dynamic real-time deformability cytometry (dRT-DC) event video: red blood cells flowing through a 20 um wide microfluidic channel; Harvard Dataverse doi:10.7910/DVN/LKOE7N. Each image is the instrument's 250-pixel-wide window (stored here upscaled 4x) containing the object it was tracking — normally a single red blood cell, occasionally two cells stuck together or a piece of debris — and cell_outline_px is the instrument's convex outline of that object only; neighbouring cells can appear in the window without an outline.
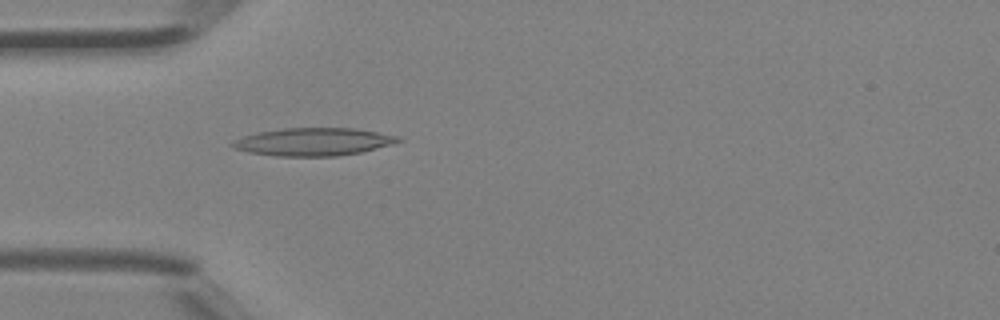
{"species": "Egyptian fruit bat (a non-hibernating species)", "species_latin": "Rousettus aegyptiacus", "temperature_condition": "room temperature", "stored_images_in_passage": 39, "camera_frame_rate_fps": 3000, "um_per_image_px": 0.085, "animal": {"sex": "female"}, "frame": {"image": 1, "passage_image": 8, "time_ms": 2.333, "image_size_px": [1000, 320], "cell_outline_px": [[404, 140], [392, 144], [360, 152], [336, 156], [276, 156], [248, 152], [236, 148], [228, 144], [244, 136], [260, 132], [284, 128], [352, 128], [376, 132], [396, 136]], "centroid_in_image_um": [26.63, 12.05], "position_along_channel_um": 58.4, "area_um2": 26.47}}
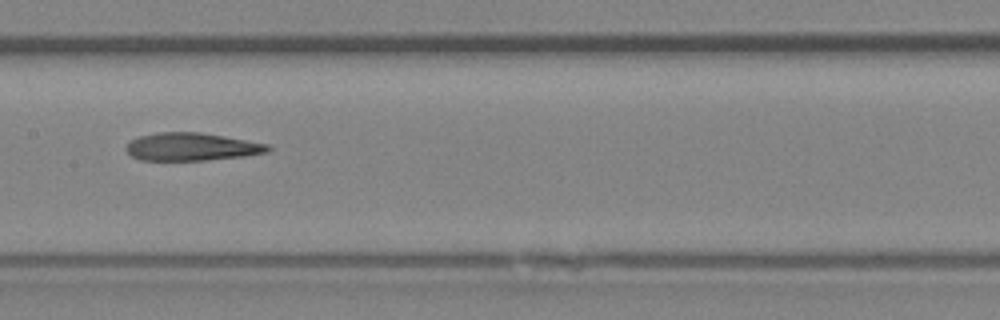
{"frame": {"image": 2, "passage_image": 17, "time_ms": 5.333, "image_size_px": [1000, 320], "cell_outline_px": [[272, 148], [268, 152], [244, 156], [204, 160], [140, 160], [132, 156], [124, 148], [132, 140], [140, 136], [156, 132], [200, 132], [268, 144]], "centroid_in_image_um": [16.28, 12.47], "position_along_channel_um": 191.1, "area_um2": 22.83}}
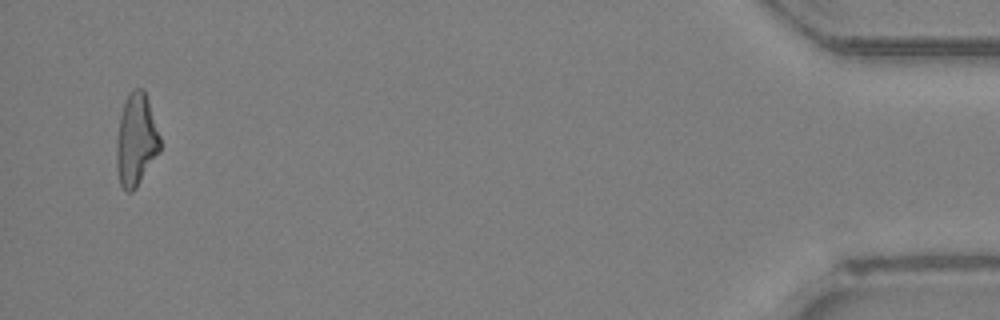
{"frame": {"image": 3, "passage_image": 38, "time_ms": 12.333, "image_size_px": [1000, 320], "cell_outline_px": [[160, 152], [136, 188], [132, 192], [128, 192], [120, 184], [116, 168], [116, 140], [120, 116], [128, 92], [132, 88], [144, 88], [160, 136]], "centroid_in_image_um": [11.56, 11.89], "position_along_channel_um": 423.6, "area_um2": 23.58}, "authors_computed_cell_mechanics": {"area_um2": 23.9292, "velocity_mm_per_s": 4.5675, "shape_relaxation_time_tau1_ms": null, "shape_relaxation_time_tau2_ms": 5.3969, "deformation_change_tau1": null, "deformation_change_tau2": 0.2012}}